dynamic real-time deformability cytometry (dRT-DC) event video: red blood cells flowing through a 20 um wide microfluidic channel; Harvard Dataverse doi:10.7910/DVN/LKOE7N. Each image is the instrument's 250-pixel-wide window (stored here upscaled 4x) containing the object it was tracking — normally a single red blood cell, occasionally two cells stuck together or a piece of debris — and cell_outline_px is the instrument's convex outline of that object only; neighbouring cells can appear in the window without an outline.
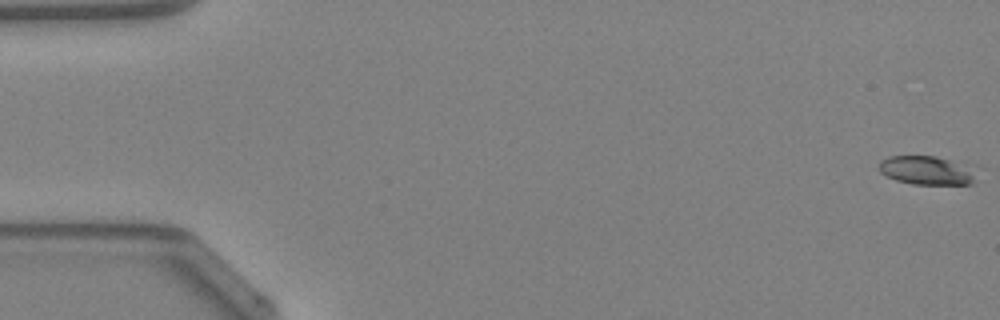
{"species": "Egyptian fruit bat (a non-hibernating species)", "species_latin": "Rousettus aegyptiacus", "temperature_condition": "warm", "stored_images_in_passage": 49, "camera_frame_rate_fps": 3000, "um_per_image_px": 0.085, "animal": {"sex": "female"}, "frame": {"image": 1, "passage_image": 1, "time_ms": 0.0, "image_size_px": [1000, 320], "cell_outline_px": [[984, 168], [972, 184], [912, 184], [896, 180], [880, 172], [880, 160], [888, 156], [936, 156], [976, 164]], "centroid_in_image_um": [79.01, 14.46], "position_along_channel_um": 6.0, "area_um2": 17.34}}
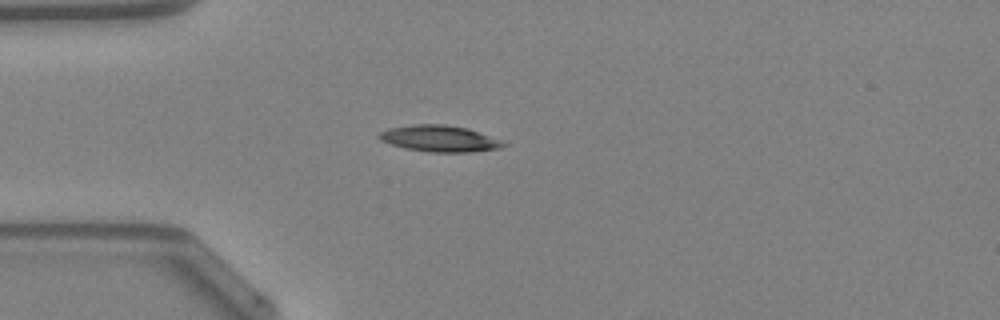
{"frame": {"image": 2, "passage_image": 14, "time_ms": 4.333, "image_size_px": [1000, 320], "cell_outline_px": [[508, 144], [500, 148], [468, 152], [428, 152], [404, 148], [380, 140], [376, 136], [380, 132], [388, 128], [416, 124], [444, 124], [468, 128]], "centroid_in_image_um": [37.3, 11.78], "position_along_channel_um": 47.7, "area_um2": 18.9}}
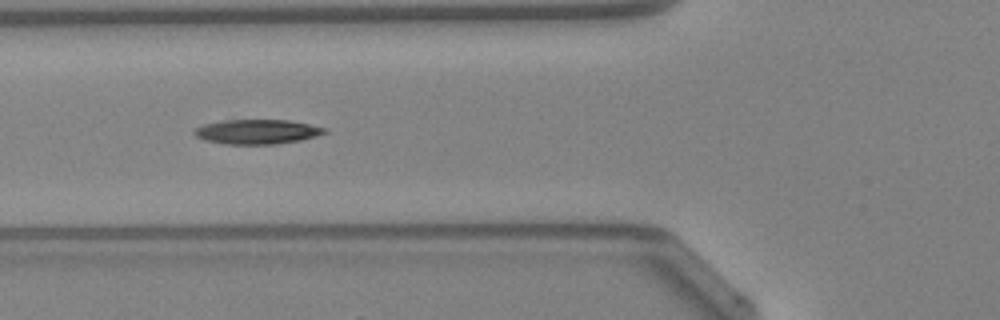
{"frame": {"image": 3, "passage_image": 19, "time_ms": 6.0, "image_size_px": [1000, 320], "cell_outline_px": [[328, 132], [316, 136], [300, 140], [276, 144], [224, 144], [204, 140], [196, 136], [192, 132], [196, 128], [204, 124], [224, 120], [288, 120], [308, 124], [324, 128]], "centroid_in_image_um": [21.82, 11.2], "position_along_channel_um": 104.0, "area_um2": 18.55}, "authors_computed_cell_mechanics": {"area_um2": 18.207, "velocity_mm_per_s": 4.2854, "shape_relaxation_time_tau1_ms": 7.0786, "shape_relaxation_time_tau2_ms": 7.6399, "deformation_change_tau1": 0.218, "deformation_change_tau2": 0.1448}}